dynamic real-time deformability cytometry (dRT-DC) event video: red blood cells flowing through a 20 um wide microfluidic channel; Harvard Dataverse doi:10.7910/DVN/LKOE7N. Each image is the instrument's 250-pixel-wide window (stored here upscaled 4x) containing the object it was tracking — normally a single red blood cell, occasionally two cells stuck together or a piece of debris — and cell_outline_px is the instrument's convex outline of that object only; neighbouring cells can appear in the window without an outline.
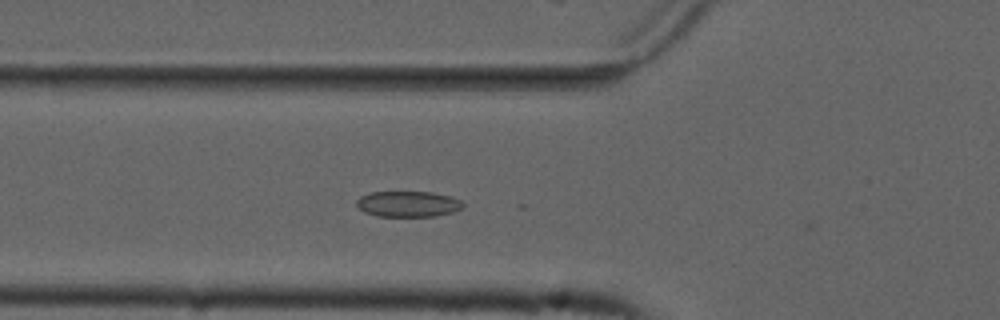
{"species": "common noctule bat (a hibernating species)", "species_latin": "Nyctalus noctula", "temperature_condition": "cold", "stored_images_in_passage": 44, "camera_frame_rate_fps": 3000, "um_per_image_px": 0.085, "animal": {"sex": "male", "forearm_length_mm": 52.5}, "frame": {"image": 1, "passage_image": 9, "time_ms": 2.667, "image_size_px": [1000, 320], "cell_outline_px": [[464, 208], [452, 212], [436, 216], [376, 216], [364, 212], [356, 204], [356, 200], [360, 196], [368, 192], [432, 192], [452, 196], [460, 200], [464, 204]], "centroid_in_image_um": [34.69, 17.33], "position_along_channel_um": 91.1, "area_um2": 16.13}}
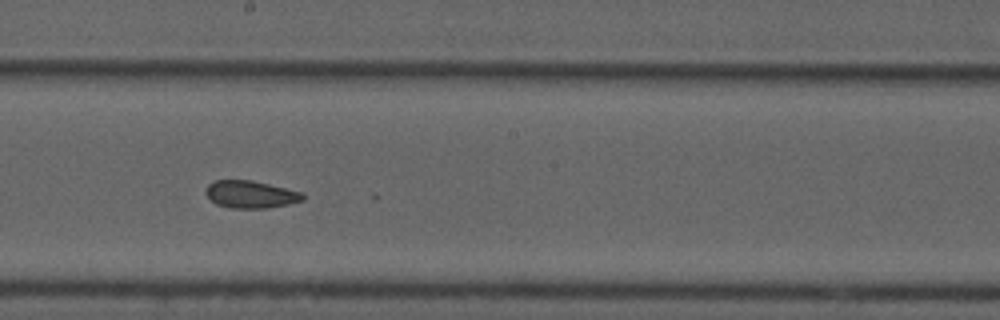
{"frame": {"image": 2, "passage_image": 20, "time_ms": 6.333, "image_size_px": [1000, 320], "cell_outline_px": [[304, 200], [288, 204], [268, 208], [232, 208], [216, 204], [204, 192], [208, 184], [216, 180], [252, 180], [304, 192]], "centroid_in_image_um": [21.33, 16.52], "position_along_channel_um": 226.9, "area_um2": 15.55}}
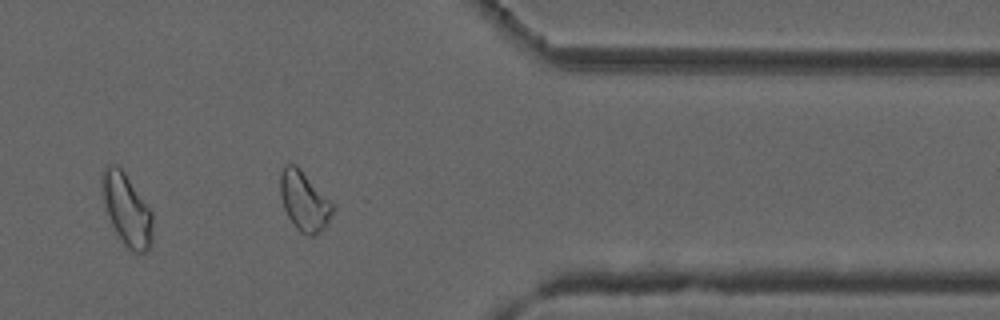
{"frame": {"image": 3, "passage_image": 34, "time_ms": 11.0, "image_size_px": [1000, 320], "cell_outline_px": [[332, 212], [324, 228], [320, 232], [312, 236], [308, 236], [300, 232], [296, 228], [288, 216], [284, 208], [280, 196], [280, 172], [288, 164], [296, 164], [300, 168], [332, 204]], "centroid_in_image_um": [25.81, 17.1], "position_along_channel_um": 385.6, "area_um2": 17.69}, "authors_computed_cell_mechanics": {"area_um2": 16.8198, "velocity_mm_per_s": 3.7034, "shape_relaxation_time_tau1_ms": null, "shape_relaxation_time_tau2_ms": 2.1922, "deformation_change_tau1": null, "deformation_change_tau2": 0.0856}}